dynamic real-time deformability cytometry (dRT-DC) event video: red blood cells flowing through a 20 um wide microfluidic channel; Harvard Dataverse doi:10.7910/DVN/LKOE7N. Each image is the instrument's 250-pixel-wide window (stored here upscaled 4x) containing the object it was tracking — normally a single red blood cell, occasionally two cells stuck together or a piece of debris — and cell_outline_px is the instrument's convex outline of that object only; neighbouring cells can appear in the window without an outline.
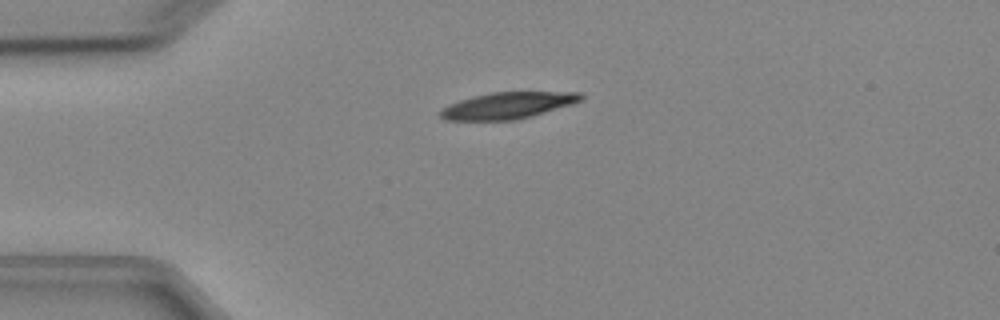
{"species": "Egyptian fruit bat (a non-hibernating species)", "species_latin": "Rousettus aegyptiacus", "temperature_condition": "cold", "stored_images_in_passage": 2, "camera_frame_rate_fps": 3000, "um_per_image_px": 0.085, "animal": {"sex": "female"}, "frame": {"image": 1, "passage_image": 1, "time_ms": 0.0, "image_size_px": [1000, 320], "cell_outline_px": [[584, 96], [580, 100], [572, 104], [532, 116], [516, 120], [448, 120], [440, 116], [440, 108], [448, 104], [472, 96], [492, 92], [584, 92]], "centroid_in_image_um": [43.15, 8.96], "position_along_channel_um": 41.8, "area_um2": 21.73}}